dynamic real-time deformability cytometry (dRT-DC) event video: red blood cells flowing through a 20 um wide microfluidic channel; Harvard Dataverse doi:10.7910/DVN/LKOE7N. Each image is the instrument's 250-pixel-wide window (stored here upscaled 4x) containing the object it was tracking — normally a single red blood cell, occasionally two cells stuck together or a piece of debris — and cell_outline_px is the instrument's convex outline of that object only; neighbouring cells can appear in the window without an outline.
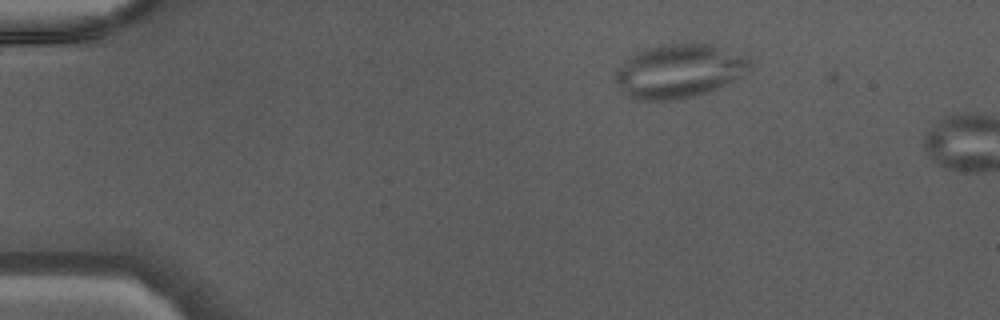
{"species": "Egyptian fruit bat (a non-hibernating species)", "species_latin": "Rousettus aegyptiacus", "temperature_condition": "warm", "stored_images_in_passage": 4, "camera_frame_rate_fps": 3000, "um_per_image_px": 0.085, "animal": {"sex": "male"}, "frame": {"image": 1, "passage_image": 1, "time_ms": 0.0, "image_size_px": [1000, 320], "cell_outline_px": [[752, 72], [708, 92], [696, 96], [672, 100], [632, 100], [624, 96], [616, 80], [616, 72], [624, 60], [636, 52], [644, 48], [664, 44], [712, 44], [748, 56], [752, 60]], "centroid_in_image_um": [57.76, 6.05], "position_along_channel_um": 27.2, "area_um2": 42.71}}